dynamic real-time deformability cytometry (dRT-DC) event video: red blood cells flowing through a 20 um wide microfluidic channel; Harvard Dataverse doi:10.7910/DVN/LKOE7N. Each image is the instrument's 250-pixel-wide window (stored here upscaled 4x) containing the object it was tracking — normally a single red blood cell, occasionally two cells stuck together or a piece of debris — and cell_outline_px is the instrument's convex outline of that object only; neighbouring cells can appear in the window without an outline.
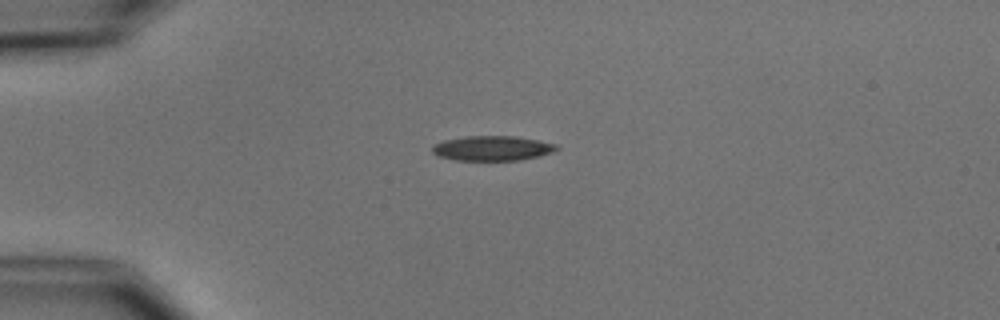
{"species": "common noctule bat (a hibernating species)", "species_latin": "Nyctalus noctula", "temperature_condition": "cold", "stored_images_in_passage": 2, "camera_frame_rate_fps": 3000, "um_per_image_px": 0.085, "animal": {"sex": "male", "body_mass_g": 15.6}, "frame": {"image": 1, "passage_image": 1, "time_ms": 0.0, "image_size_px": [1000, 320], "cell_outline_px": [[560, 148], [552, 152], [520, 160], [456, 160], [440, 156], [432, 152], [432, 144], [444, 140], [464, 136], [516, 136], [556, 144]], "centroid_in_image_um": [41.82, 12.59], "position_along_channel_um": 43.2, "area_um2": 17.86}}